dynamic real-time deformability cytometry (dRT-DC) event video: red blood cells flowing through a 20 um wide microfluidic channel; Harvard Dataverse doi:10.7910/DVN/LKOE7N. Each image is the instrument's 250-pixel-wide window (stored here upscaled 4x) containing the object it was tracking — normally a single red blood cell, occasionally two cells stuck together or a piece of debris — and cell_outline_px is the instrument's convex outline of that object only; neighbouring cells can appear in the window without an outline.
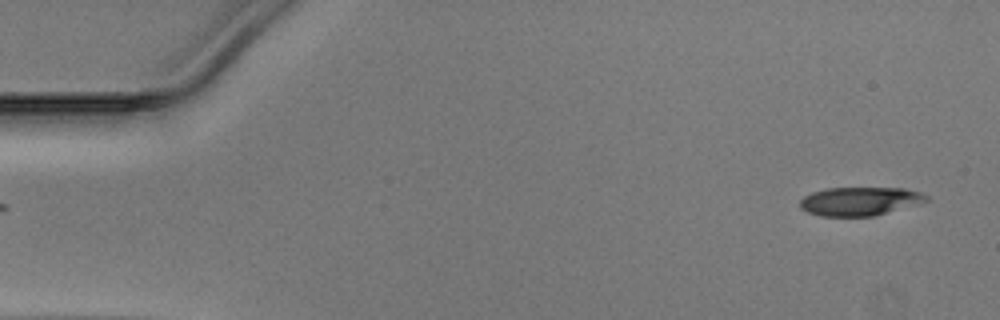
{"species": "Egyptian fruit bat (a non-hibernating species)", "species_latin": "Rousettus aegyptiacus", "temperature_condition": "warm", "stored_images_in_passage": 49, "camera_frame_rate_fps": 3000, "um_per_image_px": 0.085, "animal": {"sex": "male"}, "frame": {"image": 1, "passage_image": 2, "time_ms": 0.333, "image_size_px": [1000, 320], "cell_outline_px": [[928, 200], [920, 204], [872, 216], [820, 216], [808, 212], [800, 208], [800, 200], [804, 196], [812, 192], [828, 188], [904, 188], [920, 192], [928, 196]], "centroid_in_image_um": [73.09, 17.1], "position_along_channel_um": 11.9, "area_um2": 21.04}}
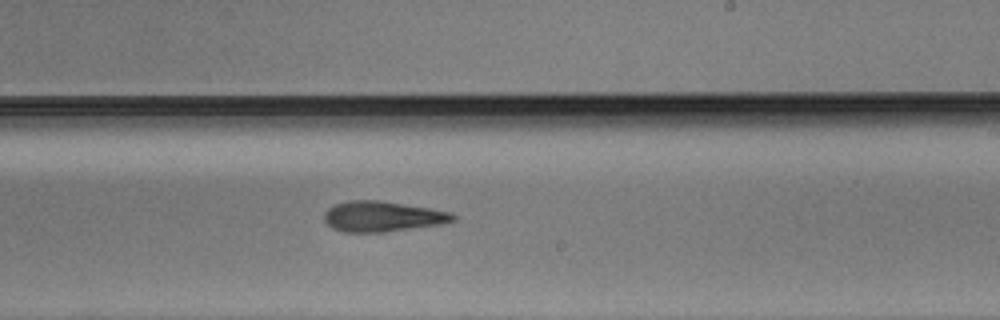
{"frame": {"image": 2, "passage_image": 29, "time_ms": 9.333, "image_size_px": [1000, 320], "cell_outline_px": [[456, 220], [448, 224], [384, 232], [344, 232], [332, 228], [324, 220], [324, 212], [328, 208], [336, 204], [348, 200], [380, 200], [432, 208], [452, 212], [456, 216]], "centroid_in_image_um": [32.58, 18.4], "position_along_channel_um": 256.4, "area_um2": 23.29}}
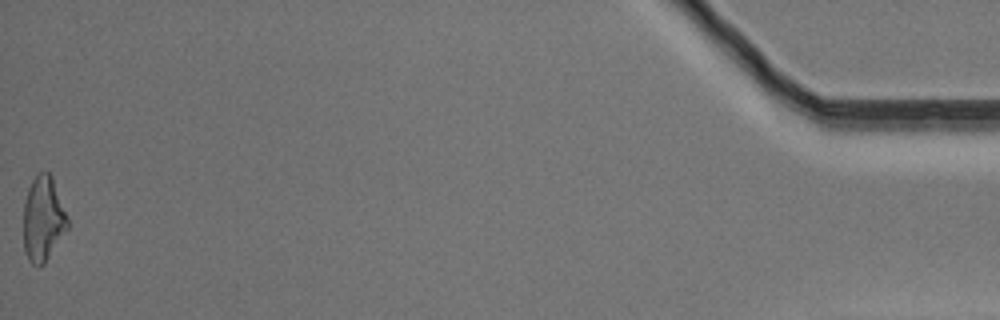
{"frame": {"image": 3, "passage_image": 49, "time_ms": 16.0, "image_size_px": [1000, 320], "cell_outline_px": [[68, 228], [44, 264], [32, 264], [28, 260], [24, 252], [24, 204], [28, 188], [32, 180], [40, 172], [48, 172], [52, 176], [68, 216]], "centroid_in_image_um": [3.67, 18.6], "position_along_channel_um": 431.5, "area_um2": 21.73}}